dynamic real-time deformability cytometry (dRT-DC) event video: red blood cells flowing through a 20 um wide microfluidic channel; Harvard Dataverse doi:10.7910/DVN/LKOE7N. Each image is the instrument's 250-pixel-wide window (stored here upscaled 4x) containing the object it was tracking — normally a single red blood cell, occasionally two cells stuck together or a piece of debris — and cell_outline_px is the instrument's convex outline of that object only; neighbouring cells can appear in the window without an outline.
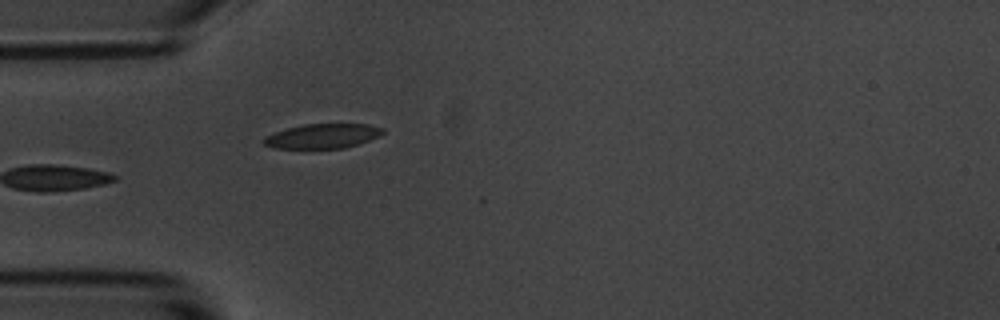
{"species": "common noctule bat (a hibernating species)", "species_latin": "Nyctalus noctula", "temperature_condition": "room temperature", "stored_images_in_passage": 6, "camera_frame_rate_fps": 3000, "um_per_image_px": 0.085, "animal": {"sex": "male", "body_mass_g": 20.1, "forearm_length_mm": 53.5}, "frame": {"image": 1, "passage_image": 6, "time_ms": 5.667, "image_size_px": [1000, 320], "cell_outline_px": [[384, 132], [380, 136], [344, 148], [272, 148], [264, 144], [260, 140], [264, 136], [288, 128], [304, 124], [368, 124], [384, 128]], "centroid_in_image_um": [27.4, 11.56], "position_along_channel_um": 57.6, "area_um2": 16.99}}